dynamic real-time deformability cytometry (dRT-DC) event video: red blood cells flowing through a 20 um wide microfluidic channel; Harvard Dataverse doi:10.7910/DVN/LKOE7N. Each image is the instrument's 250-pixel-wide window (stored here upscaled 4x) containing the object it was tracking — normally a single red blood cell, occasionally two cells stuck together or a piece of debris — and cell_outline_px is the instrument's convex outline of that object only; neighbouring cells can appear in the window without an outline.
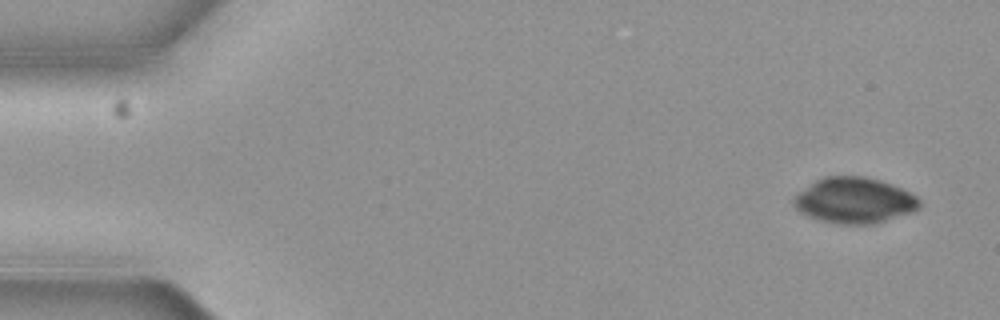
{"species": "common noctule bat (a hibernating species)", "species_latin": "Nyctalus noctula", "temperature_condition": "cold", "stored_images_in_passage": 5, "camera_frame_rate_fps": 3000, "um_per_image_px": 0.085, "animal": {"sex": "female", "body_mass_g": 19.3, "forearm_length_mm": 54.1}, "frame": {"image": 1, "passage_image": 1, "time_ms": 0.0, "image_size_px": [1000, 320], "cell_outline_px": [[920, 204], [916, 208], [908, 212], [876, 224], [836, 224], [820, 220], [808, 216], [800, 212], [796, 208], [792, 200], [800, 192], [816, 180], [824, 176], [864, 176], [880, 180], [892, 184], [916, 196], [920, 200]], "centroid_in_image_um": [72.59, 17.03], "position_along_channel_um": 12.4, "area_um2": 33.12}}